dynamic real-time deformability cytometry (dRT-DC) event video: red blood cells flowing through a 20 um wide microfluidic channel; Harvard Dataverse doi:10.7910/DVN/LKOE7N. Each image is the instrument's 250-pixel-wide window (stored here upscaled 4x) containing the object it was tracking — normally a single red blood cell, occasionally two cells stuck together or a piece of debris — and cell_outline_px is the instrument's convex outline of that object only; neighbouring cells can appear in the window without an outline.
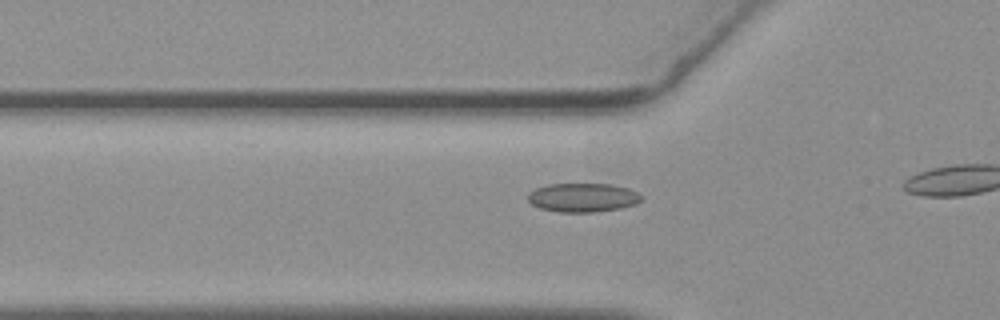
{"species": "common noctule bat (a hibernating species)", "species_latin": "Nyctalus noctula", "temperature_condition": "warm", "stored_images_in_passage": 15, "camera_frame_rate_fps": 3000, "um_per_image_px": 0.085, "animal": {"sex": "female", "body_mass_g": 19.3, "forearm_length_mm": 54.1}, "frame": {"image": 1, "passage_image": 9, "time_ms": 2.667, "image_size_px": [1000, 320], "cell_outline_px": [[644, 196], [636, 204], [620, 208], [592, 212], [560, 212], [540, 208], [532, 204], [528, 200], [528, 192], [536, 188], [548, 184], [612, 184], [628, 188]], "centroid_in_image_um": [49.54, 16.78], "position_along_channel_um": 76.3, "area_um2": 19.07}}
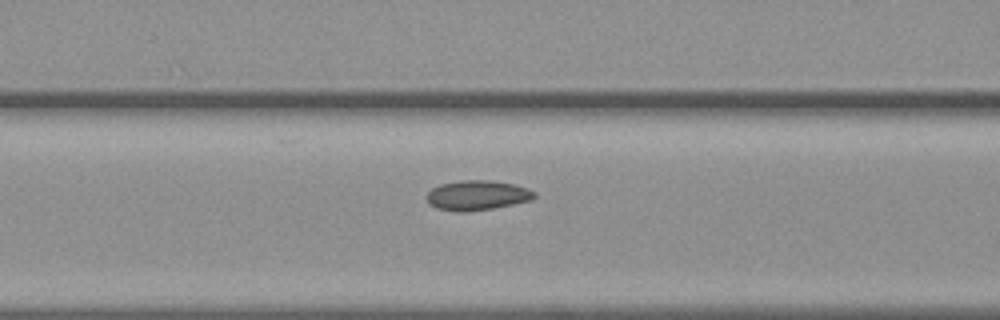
{"frame": {"image": 2, "passage_image": 13, "time_ms": 4.0, "image_size_px": [1000, 320], "cell_outline_px": [[536, 196], [532, 200], [492, 208], [468, 212], [456, 212], [436, 208], [428, 204], [424, 196], [432, 188], [440, 184], [464, 180], [488, 180], [512, 184], [528, 188], [536, 192]], "centroid_in_image_um": [40.52, 16.61], "position_along_channel_um": 126.1, "area_um2": 18.84}}